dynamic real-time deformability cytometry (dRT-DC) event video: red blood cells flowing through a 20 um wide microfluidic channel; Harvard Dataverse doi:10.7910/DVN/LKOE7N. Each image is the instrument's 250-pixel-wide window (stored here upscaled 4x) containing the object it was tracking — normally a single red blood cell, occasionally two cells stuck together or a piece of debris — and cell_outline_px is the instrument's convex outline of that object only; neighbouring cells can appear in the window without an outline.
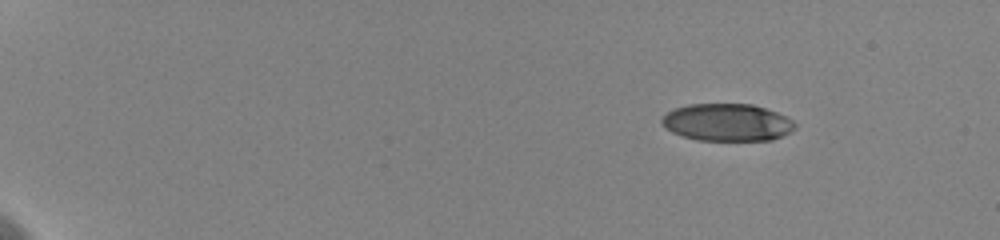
{"species": "human", "species_latin": "Homo sapiens", "temperature_condition": "cold", "stored_images_in_passage": 16, "camera_frame_rate_fps": 3000, "um_per_image_px": 0.085, "donor": {"sex": "female"}, "frame": {"image": 1, "passage_image": 1, "time_ms": 0.0, "image_size_px": [1000, 240], "cell_outline_px": [[796, 128], [772, 140], [696, 140], [672, 132], [664, 128], [660, 124], [660, 120], [668, 112], [676, 108], [688, 104], [752, 104], [776, 112], [792, 120], [796, 124]], "centroid_in_image_um": [61.77, 10.4], "position_along_channel_um": 23.2, "area_um2": 28.84}}
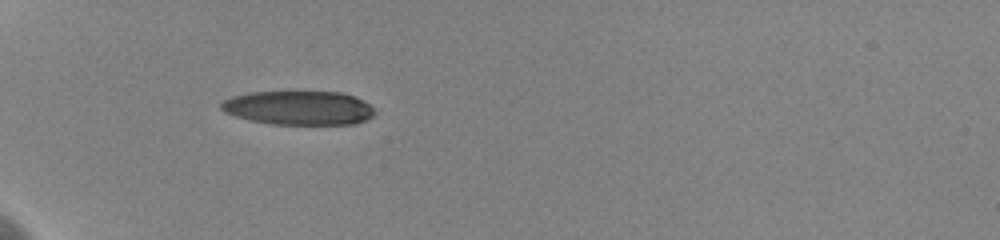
{"frame": {"image": 2, "passage_image": 8, "time_ms": 4.333, "image_size_px": [1000, 240], "cell_outline_px": [[376, 112], [368, 120], [356, 124], [272, 124], [252, 120], [236, 116], [224, 112], [220, 108], [220, 104], [224, 100], [232, 96], [252, 92], [340, 92], [356, 96], [364, 100]], "centroid_in_image_um": [25.43, 9.17], "position_along_channel_um": 59.6, "area_um2": 30.46}}